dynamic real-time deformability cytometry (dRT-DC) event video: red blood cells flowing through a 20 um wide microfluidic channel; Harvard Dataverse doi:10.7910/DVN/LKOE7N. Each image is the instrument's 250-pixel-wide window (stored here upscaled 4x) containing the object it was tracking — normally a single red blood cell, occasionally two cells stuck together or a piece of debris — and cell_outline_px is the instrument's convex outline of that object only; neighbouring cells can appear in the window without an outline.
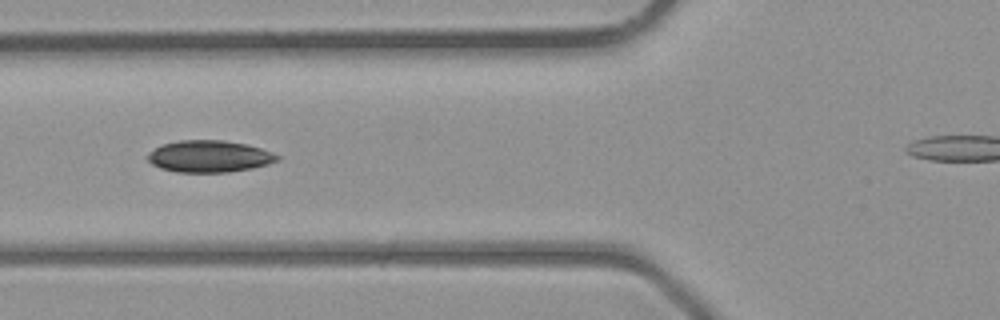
{"species": "common noctule bat (a hibernating species)", "species_latin": "Nyctalus noctula", "temperature_condition": "room temperature", "stored_images_in_passage": 6, "segment_of_instrument_passage": [1, 2], "camera_frame_rate_fps": 3000, "um_per_image_px": 0.085, "animal": {"sex": "male", "body_mass_g": 23.1, "forearm_length_mm": 52.7}, "frame": {"image": 1, "passage_image": 4, "time_ms": 4.333, "image_size_px": [1000, 320], "cell_outline_px": [[280, 160], [268, 164], [252, 168], [228, 172], [176, 172], [160, 168], [152, 164], [144, 156], [148, 152], [164, 144], [180, 140], [224, 140], [244, 144], [260, 148], [272, 152], [280, 156]], "centroid_in_image_um": [17.78, 13.29], "position_along_channel_um": 108.0, "area_um2": 24.04}}
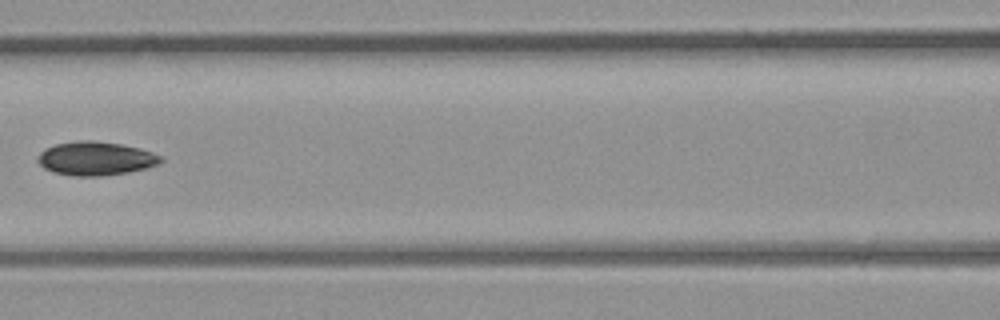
{"frame": {"image": 2, "passage_image": 5, "time_ms": 5.333, "image_size_px": [1000, 320], "cell_outline_px": [[164, 160], [160, 164], [128, 172], [100, 176], [72, 176], [56, 172], [44, 168], [36, 160], [40, 152], [44, 148], [56, 144], [80, 140], [92, 140], [120, 144], [140, 148], [164, 156]], "centroid_in_image_um": [8.15, 13.46], "position_along_channel_um": 158.4, "area_um2": 24.22}}